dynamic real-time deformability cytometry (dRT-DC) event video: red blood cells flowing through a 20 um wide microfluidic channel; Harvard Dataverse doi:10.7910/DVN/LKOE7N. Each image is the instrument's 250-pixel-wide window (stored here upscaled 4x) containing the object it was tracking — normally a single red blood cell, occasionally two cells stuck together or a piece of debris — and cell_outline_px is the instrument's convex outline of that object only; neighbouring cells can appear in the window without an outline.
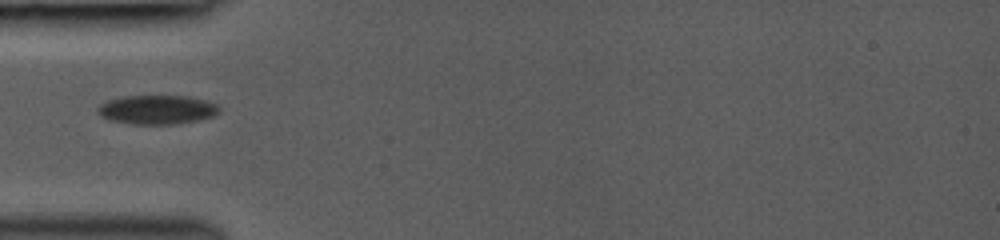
{"species": "common noctule bat (a hibernating species)", "species_latin": "Nyctalus noctula", "temperature_condition": "room temperature", "stored_images_in_passage": 30, "camera_frame_rate_fps": 3000, "um_per_image_px": 0.085, "animal": {"sex": "female", "body_mass_g": 19.0, "forearm_length_mm": 53.3}, "frame": {"image": 1, "passage_image": 1, "time_ms": 0.0, "image_size_px": [1000, 240], "cell_outline_px": [[220, 112], [212, 116], [200, 120], [180, 124], [132, 124], [108, 120], [100, 116], [96, 112], [96, 108], [100, 104], [108, 100], [120, 96], [188, 96], [208, 100], [216, 104], [220, 108]], "centroid_in_image_um": [13.34, 9.32], "position_along_channel_um": 71.7, "area_um2": 20.98}}
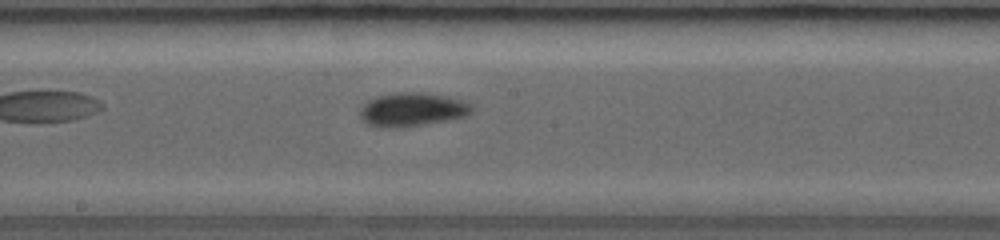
{"frame": {"image": 2, "passage_image": 11, "time_ms": 3.333, "image_size_px": [1000, 240], "cell_outline_px": [[472, 112], [464, 116], [448, 120], [404, 128], [376, 128], [360, 120], [360, 108], [368, 100], [376, 96], [396, 92], [424, 92], [444, 96], [460, 100], [472, 104]], "centroid_in_image_um": [34.97, 9.33], "position_along_channel_um": 213.2, "area_um2": 22.25}}
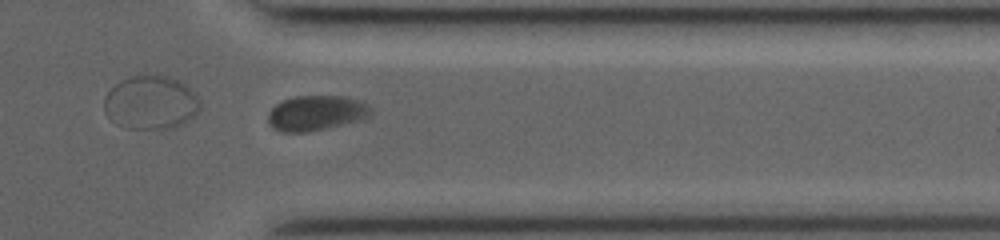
{"frame": {"image": 3, "passage_image": 23, "time_ms": 7.333, "image_size_px": [1000, 240], "cell_outline_px": [[372, 116], [360, 120], [328, 128], [308, 132], [280, 132], [272, 128], [268, 120], [268, 112], [276, 104], [284, 100], [296, 96], [344, 96], [368, 104], [372, 108]], "centroid_in_image_um": [26.89, 9.62], "position_along_channel_um": 384.5, "area_um2": 21.15}}